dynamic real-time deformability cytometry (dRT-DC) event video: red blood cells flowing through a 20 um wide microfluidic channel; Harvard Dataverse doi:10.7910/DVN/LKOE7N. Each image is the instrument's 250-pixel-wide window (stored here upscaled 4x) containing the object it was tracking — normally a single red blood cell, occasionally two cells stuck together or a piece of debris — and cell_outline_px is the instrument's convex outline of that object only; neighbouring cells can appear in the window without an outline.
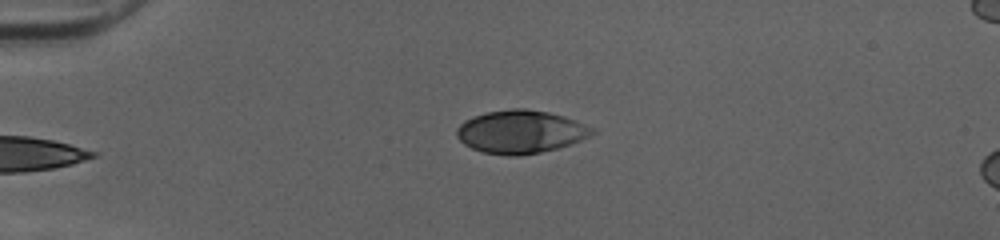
{"species": "human", "species_latin": "Homo sapiens", "temperature_condition": "cold", "stored_images_in_passage": 39, "camera_frame_rate_fps": 3000, "um_per_image_px": 0.085, "donor": {"sex": "female"}, "frame": {"image": 1, "passage_image": 1, "time_ms": 0.0, "image_size_px": [1000, 240], "cell_outline_px": [[596, 132], [580, 140], [556, 148], [540, 152], [516, 156], [508, 156], [480, 152], [464, 144], [456, 136], [456, 128], [464, 120], [472, 116], [484, 112], [512, 108], [524, 108], [548, 112], [564, 116], [576, 120], [596, 128]], "centroid_in_image_um": [44.22, 11.19], "position_along_channel_um": 40.8, "area_um2": 34.22}}
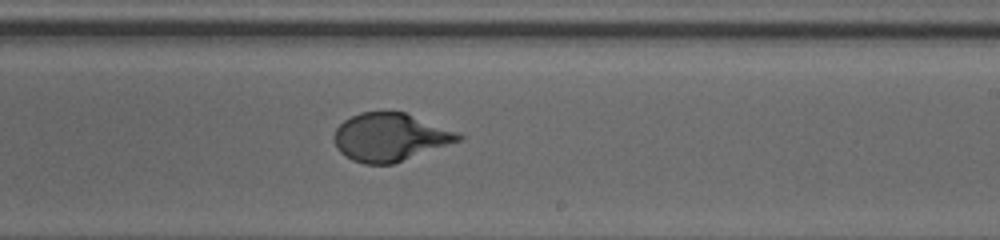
{"frame": {"image": 2, "passage_image": 20, "time_ms": 6.333, "image_size_px": [1000, 240], "cell_outline_px": [[464, 140], [392, 164], [364, 164], [352, 160], [344, 156], [336, 148], [332, 136], [336, 128], [344, 120], [360, 112], [404, 112], [456, 132], [464, 136]], "centroid_in_image_um": [33.13, 11.68], "position_along_channel_um": 255.9, "area_um2": 34.74}}
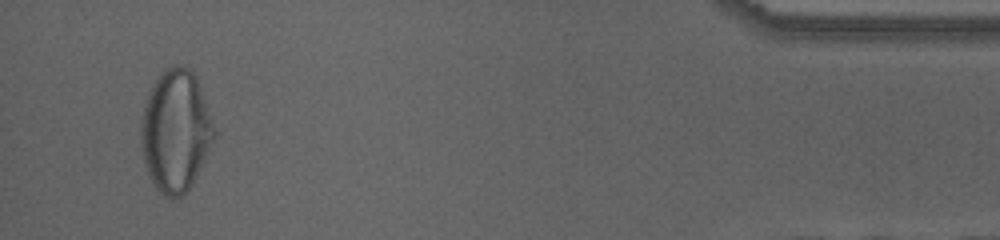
{"frame": {"image": 3, "passage_image": 37, "time_ms": 12.0, "image_size_px": [1000, 240], "cell_outline_px": [[216, 136], [192, 184], [180, 196], [172, 200], [164, 196], [156, 188], [144, 164], [140, 144], [140, 124], [144, 104], [148, 92], [160, 72], [164, 68], [172, 64], [180, 64], [188, 68], [196, 76], [216, 128]], "centroid_in_image_um": [14.91, 11.09], "position_along_channel_um": 420.3, "area_um2": 52.42}, "authors_computed_cell_mechanics": {"area_um2": 35.258, "velocity_mm_per_s": 4.047, "shape_relaxation_time_tau1_ms": 4.7132, "shape_relaxation_time_tau2_ms": null, "deformation_change_tau1": 0.2387, "deformation_change_tau2": null}}